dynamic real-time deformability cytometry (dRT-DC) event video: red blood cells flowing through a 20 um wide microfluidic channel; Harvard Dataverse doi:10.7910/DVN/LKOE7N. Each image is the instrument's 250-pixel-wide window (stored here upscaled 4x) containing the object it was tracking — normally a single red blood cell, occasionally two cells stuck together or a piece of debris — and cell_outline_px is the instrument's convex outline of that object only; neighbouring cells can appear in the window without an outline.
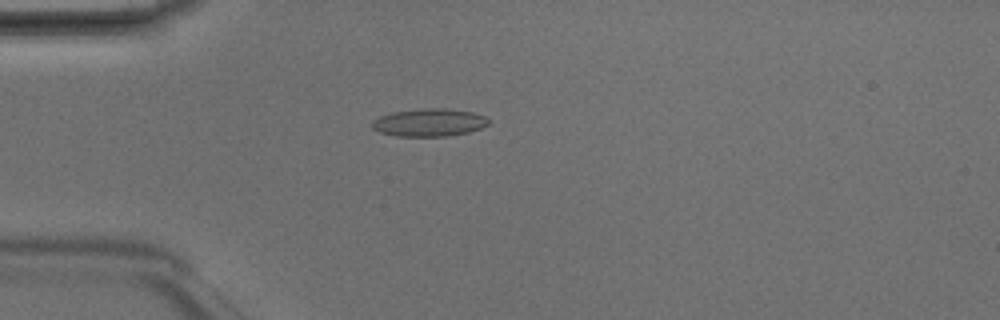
{"species": "Egyptian fruit bat (a non-hibernating species)", "species_latin": "Rousettus aegyptiacus", "temperature_condition": "room temperature", "stored_images_in_passage": 48, "camera_frame_rate_fps": 3000, "um_per_image_px": 0.085, "animal": {"sex": "male"}, "frame": {"image": 1, "passage_image": 13, "time_ms": 4.0, "image_size_px": [1000, 320], "cell_outline_px": [[488, 124], [480, 128], [468, 132], [448, 136], [396, 136], [380, 132], [372, 128], [372, 120], [380, 116], [392, 112], [424, 108], [444, 108], [472, 112], [484, 116], [488, 120]], "centroid_in_image_um": [36.45, 10.41], "position_along_channel_um": 48.5, "area_um2": 18.73}}
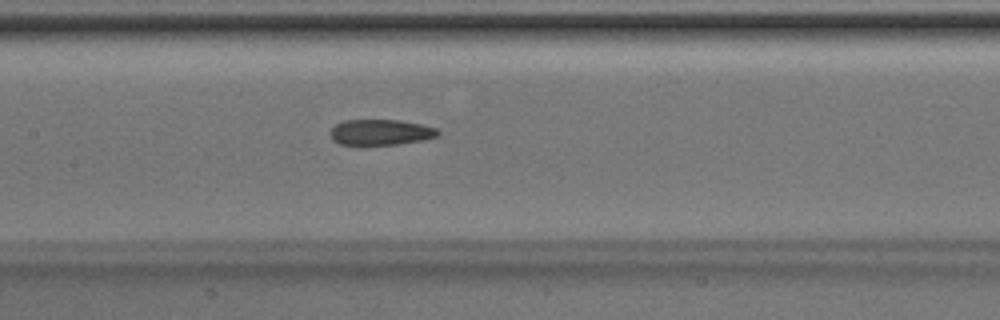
{"frame": {"image": 2, "passage_image": 23, "time_ms": 7.333, "image_size_px": [1000, 320], "cell_outline_px": [[440, 132], [436, 136], [424, 140], [396, 144], [364, 148], [340, 144], [332, 140], [328, 132], [336, 124], [344, 120], [400, 120], [420, 124], [436, 128]], "centroid_in_image_um": [32.27, 11.29], "position_along_channel_um": 175.1, "area_um2": 16.82}}
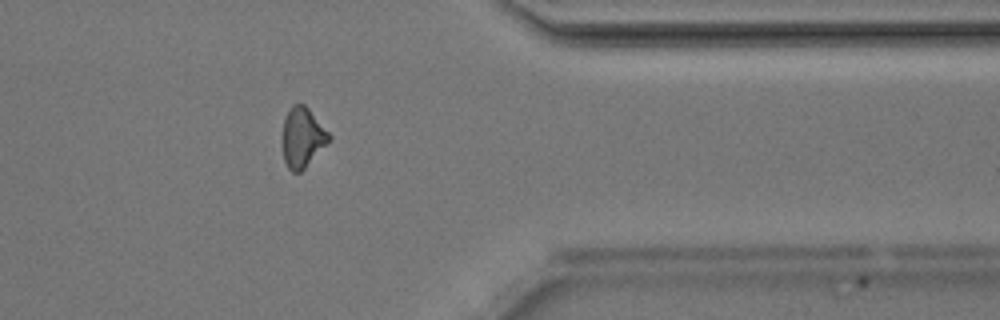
{"frame": {"image": 3, "passage_image": 39, "time_ms": 12.667, "image_size_px": [1000, 320], "cell_outline_px": [[332, 136], [304, 168], [300, 172], [292, 172], [288, 168], [284, 160], [280, 144], [280, 136], [284, 120], [292, 104], [304, 104], [308, 108]], "centroid_in_image_um": [25.64, 11.68], "position_along_channel_um": 385.8, "area_um2": 16.24}, "authors_computed_cell_mechanics": {"area_um2": 16.8487, "velocity_mm_per_s": 4.2185, "shape_relaxation_time_tau1_ms": 9.6126, "shape_relaxation_time_tau2_ms": 5.8618, "deformation_change_tau1": 0.2154, "deformation_change_tau2": 0.1535}}